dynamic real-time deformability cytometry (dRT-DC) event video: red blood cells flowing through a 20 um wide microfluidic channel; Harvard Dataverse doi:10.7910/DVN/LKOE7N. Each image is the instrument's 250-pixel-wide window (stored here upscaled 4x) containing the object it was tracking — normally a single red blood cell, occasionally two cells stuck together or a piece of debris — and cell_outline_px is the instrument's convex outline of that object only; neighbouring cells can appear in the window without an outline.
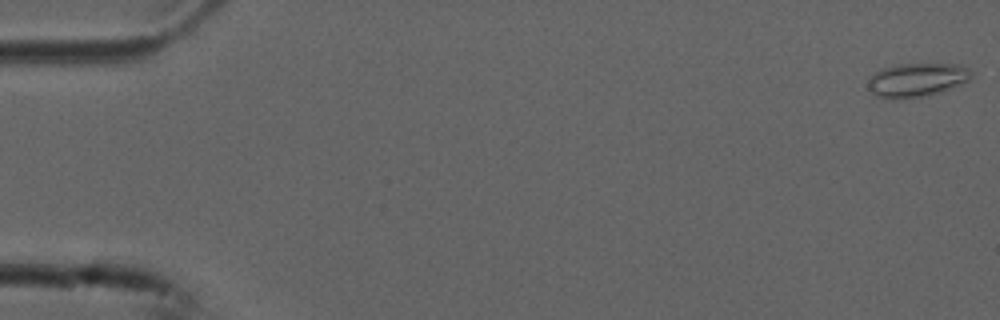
{"species": "common noctule bat (a hibernating species)", "species_latin": "Nyctalus noctula", "temperature_condition": "cold", "stored_images_in_passage": 6, "camera_frame_rate_fps": 3000, "um_per_image_px": 0.085, "animal": {"sex": "male", "forearm_length_mm": 52.5}, "frame": {"image": 1, "passage_image": 1, "time_ms": 0.0, "image_size_px": [1000, 320], "cell_outline_px": [[972, 72], [968, 80], [940, 92], [924, 96], [876, 96], [868, 88], [868, 80], [876, 72], [884, 68], [900, 64], [956, 64], [968, 68]], "centroid_in_image_um": [77.95, 6.75], "position_along_channel_um": 7.1, "area_um2": 19.36}}
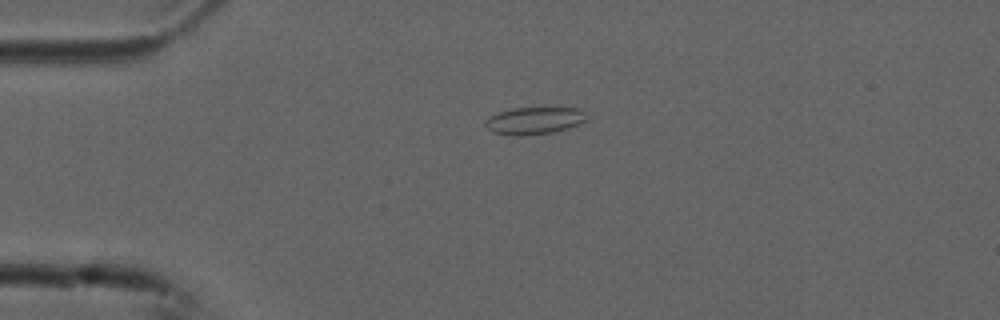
{"frame": {"image": 2, "passage_image": 4, "time_ms": 1.0, "image_size_px": [1000, 320], "cell_outline_px": [[588, 120], [568, 128], [552, 132], [520, 136], [512, 136], [492, 132], [484, 124], [484, 120], [500, 112], [512, 108], [580, 108], [584, 112]], "centroid_in_image_um": [45.41, 10.26], "position_along_channel_um": 39.6, "area_um2": 16.01}}
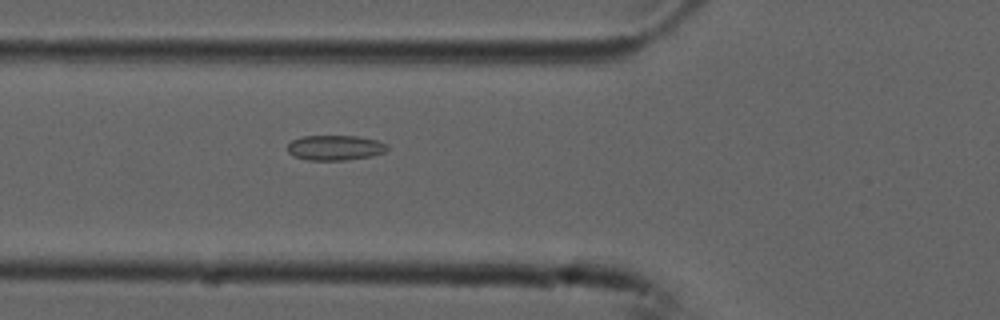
{"frame": {"image": 3, "passage_image": 6, "time_ms": 1.667, "image_size_px": [1000, 320], "cell_outline_px": [[388, 148], [384, 152], [372, 156], [348, 160], [308, 160], [292, 156], [288, 152], [288, 144], [292, 140], [304, 136], [356, 136], [376, 140], [388, 144]], "centroid_in_image_um": [28.48, 12.56], "position_along_channel_um": 97.3, "area_um2": 14.62}}